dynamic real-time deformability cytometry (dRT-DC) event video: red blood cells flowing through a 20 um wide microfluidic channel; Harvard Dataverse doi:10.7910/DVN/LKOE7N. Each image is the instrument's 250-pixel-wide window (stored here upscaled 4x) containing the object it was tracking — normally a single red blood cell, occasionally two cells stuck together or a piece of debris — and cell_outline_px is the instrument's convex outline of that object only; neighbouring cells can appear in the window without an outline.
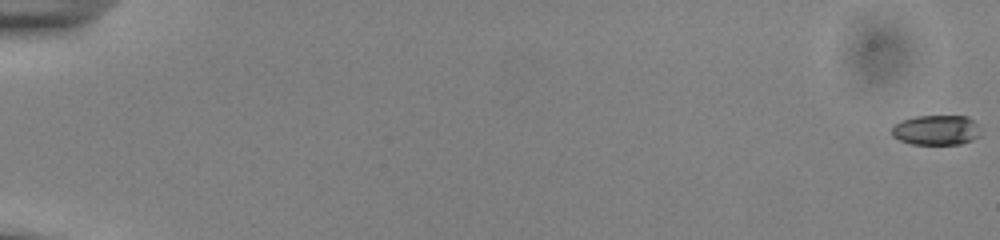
{"species": "common noctule bat (a hibernating species)", "species_latin": "Nyctalus noctula", "temperature_condition": "cold", "stored_images_in_passage": 56, "camera_frame_rate_fps": 3000, "um_per_image_px": 0.085, "animal": {"sex": "male", "body_mass_g": 13.0, "forearm_length_mm": 53.1}, "frame": {"image": 1, "passage_image": 1, "time_ms": 0.0, "image_size_px": [1000, 240], "cell_outline_px": [[980, 136], [972, 140], [960, 144], [912, 144], [900, 140], [892, 136], [892, 128], [900, 120], [916, 116], [968, 116], [976, 124]], "centroid_in_image_um": [79.56, 11.05], "position_along_channel_um": 5.4, "area_um2": 15.43}}
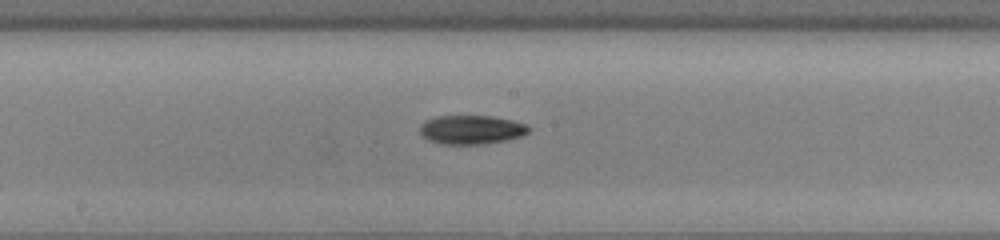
{"frame": {"image": 2, "passage_image": 32, "time_ms": 10.333, "image_size_px": [1000, 240], "cell_outline_px": [[532, 128], [528, 132], [520, 136], [504, 140], [484, 144], [440, 144], [428, 140], [420, 136], [420, 124], [424, 120], [436, 116], [492, 116], [512, 120], [528, 124]], "centroid_in_image_um": [40.03, 11.02], "position_along_channel_um": 208.2, "area_um2": 18.55}}
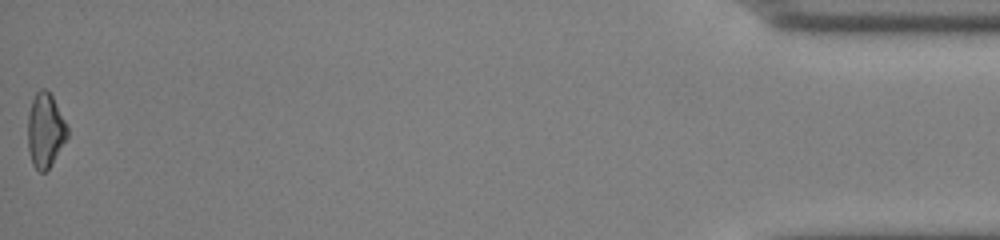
{"frame": {"image": 3, "passage_image": 56, "time_ms": 18.333, "image_size_px": [1000, 240], "cell_outline_px": [[68, 136], [48, 168], [44, 172], [40, 172], [32, 164], [28, 148], [28, 112], [32, 100], [36, 92], [40, 88], [44, 88], [52, 96], [68, 128]], "centroid_in_image_um": [3.83, 11.06], "position_along_channel_um": 431.4, "area_um2": 16.82}, "authors_computed_cell_mechanics": {"area_um2": 17.051, "velocity_mm_per_s": 3.8885, "shape_relaxation_time_tau1_ms": 4.0956, "shape_relaxation_time_tau2_ms": 7.708, "deformation_change_tau1": 0.0959, "deformation_change_tau2": 0.164}}